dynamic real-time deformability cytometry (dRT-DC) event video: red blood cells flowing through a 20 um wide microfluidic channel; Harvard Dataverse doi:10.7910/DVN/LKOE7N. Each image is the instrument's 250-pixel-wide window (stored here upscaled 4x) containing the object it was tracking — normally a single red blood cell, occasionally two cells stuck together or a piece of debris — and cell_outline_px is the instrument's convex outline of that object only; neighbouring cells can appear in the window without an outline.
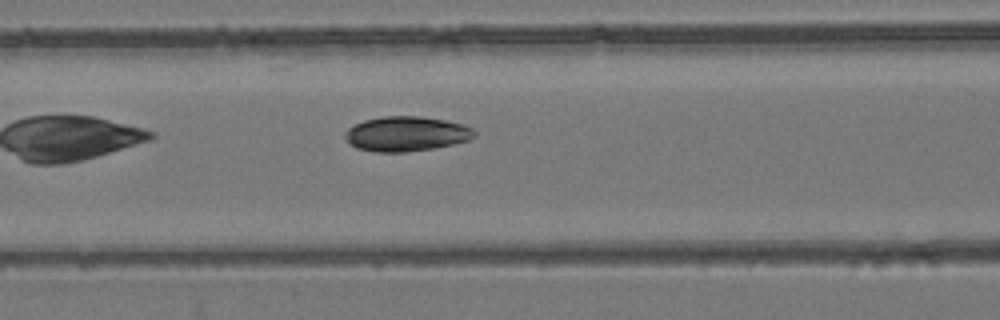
{"species": "common noctule bat (a hibernating species)", "species_latin": "Nyctalus noctula", "temperature_condition": "room temperature", "stored_images_in_passage": 32, "camera_frame_rate_fps": 3000, "um_per_image_px": 0.085, "animal": {"sex": "female", "body_mass_g": 24.6, "forearm_length_mm": 56.2}, "frame": {"image": 1, "passage_image": 7, "time_ms": 2.0, "image_size_px": [1000, 320], "cell_outline_px": [[476, 136], [468, 140], [452, 144], [432, 148], [408, 152], [376, 152], [356, 148], [348, 144], [344, 140], [344, 132], [348, 128], [364, 120], [384, 116], [420, 116], [444, 120], [464, 124], [472, 128], [476, 132]], "centroid_in_image_um": [34.5, 11.38], "position_along_channel_um": 132.1, "area_um2": 26.41}}
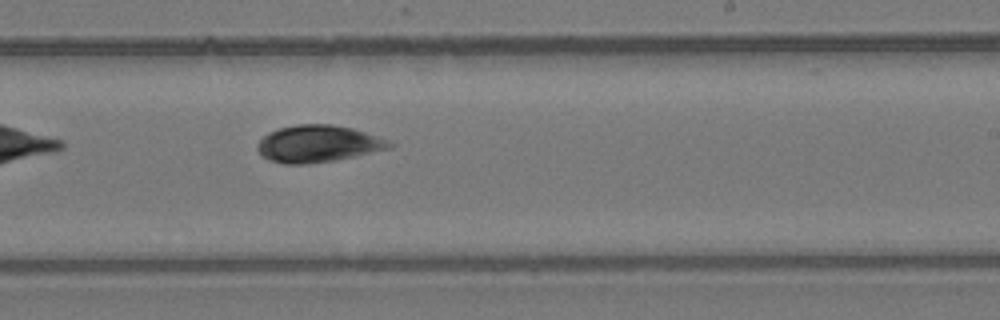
{"frame": {"image": 2, "passage_image": 17, "time_ms": 5.333, "image_size_px": [1000, 320], "cell_outline_px": [[396, 144], [392, 148], [356, 156], [336, 160], [308, 164], [284, 164], [268, 160], [260, 156], [256, 148], [256, 144], [268, 132], [280, 128], [296, 124], [332, 124], [352, 128], [388, 140]], "centroid_in_image_um": [27.01, 12.23], "position_along_channel_um": 262.0, "area_um2": 28.73}}
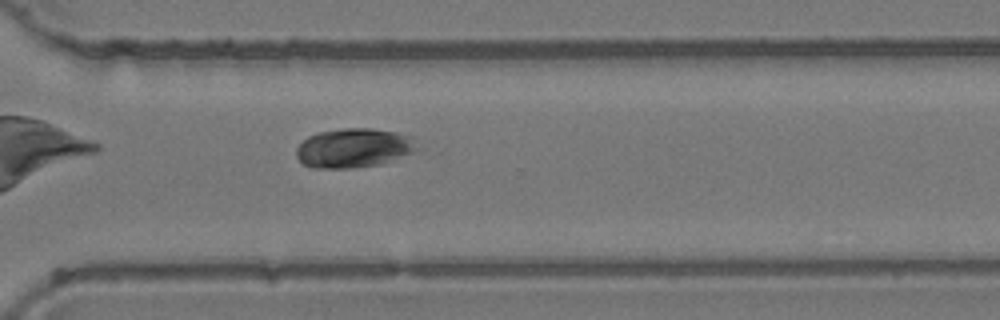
{"frame": {"image": 3, "passage_image": 23, "time_ms": 7.333, "image_size_px": [1000, 320], "cell_outline_px": [[424, 148], [380, 164], [352, 168], [312, 168], [304, 164], [296, 156], [296, 148], [308, 136], [320, 132], [344, 128], [372, 128], [396, 132], [412, 136]], "centroid_in_image_um": [30.13, 12.57], "position_along_channel_um": 340.5, "area_um2": 27.86}}